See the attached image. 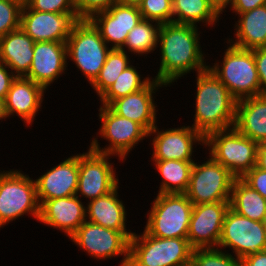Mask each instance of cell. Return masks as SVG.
Returning a JSON list of instances; mask_svg holds the SVG:
<instances>
[{
	"mask_svg": "<svg viewBox=\"0 0 266 266\" xmlns=\"http://www.w3.org/2000/svg\"><path fill=\"white\" fill-rule=\"evenodd\" d=\"M197 28L174 22L161 25L158 38L161 60L154 79L167 87L193 70L199 73L208 68Z\"/></svg>",
	"mask_w": 266,
	"mask_h": 266,
	"instance_id": "obj_1",
	"label": "cell"
},
{
	"mask_svg": "<svg viewBox=\"0 0 266 266\" xmlns=\"http://www.w3.org/2000/svg\"><path fill=\"white\" fill-rule=\"evenodd\" d=\"M196 76L195 119L191 127L204 138L211 132L233 128L237 100L209 68Z\"/></svg>",
	"mask_w": 266,
	"mask_h": 266,
	"instance_id": "obj_2",
	"label": "cell"
},
{
	"mask_svg": "<svg viewBox=\"0 0 266 266\" xmlns=\"http://www.w3.org/2000/svg\"><path fill=\"white\" fill-rule=\"evenodd\" d=\"M194 248L188 238H158L145 230L130 239L128 266H190Z\"/></svg>",
	"mask_w": 266,
	"mask_h": 266,
	"instance_id": "obj_3",
	"label": "cell"
},
{
	"mask_svg": "<svg viewBox=\"0 0 266 266\" xmlns=\"http://www.w3.org/2000/svg\"><path fill=\"white\" fill-rule=\"evenodd\" d=\"M224 52L223 61L208 65L212 73L238 101L260 95V80L256 69L254 49H242L232 44ZM221 64V65H219Z\"/></svg>",
	"mask_w": 266,
	"mask_h": 266,
	"instance_id": "obj_4",
	"label": "cell"
},
{
	"mask_svg": "<svg viewBox=\"0 0 266 266\" xmlns=\"http://www.w3.org/2000/svg\"><path fill=\"white\" fill-rule=\"evenodd\" d=\"M192 208L185 193H158L144 230L158 238H187Z\"/></svg>",
	"mask_w": 266,
	"mask_h": 266,
	"instance_id": "obj_5",
	"label": "cell"
},
{
	"mask_svg": "<svg viewBox=\"0 0 266 266\" xmlns=\"http://www.w3.org/2000/svg\"><path fill=\"white\" fill-rule=\"evenodd\" d=\"M66 47L67 58L75 63L89 84L99 75L111 50L89 19H80L73 24Z\"/></svg>",
	"mask_w": 266,
	"mask_h": 266,
	"instance_id": "obj_6",
	"label": "cell"
},
{
	"mask_svg": "<svg viewBox=\"0 0 266 266\" xmlns=\"http://www.w3.org/2000/svg\"><path fill=\"white\" fill-rule=\"evenodd\" d=\"M209 156L241 178L257 163L258 143L241 134L235 127L214 131L205 137Z\"/></svg>",
	"mask_w": 266,
	"mask_h": 266,
	"instance_id": "obj_7",
	"label": "cell"
},
{
	"mask_svg": "<svg viewBox=\"0 0 266 266\" xmlns=\"http://www.w3.org/2000/svg\"><path fill=\"white\" fill-rule=\"evenodd\" d=\"M30 214L40 215L35 180L19 170L0 172V228Z\"/></svg>",
	"mask_w": 266,
	"mask_h": 266,
	"instance_id": "obj_8",
	"label": "cell"
},
{
	"mask_svg": "<svg viewBox=\"0 0 266 266\" xmlns=\"http://www.w3.org/2000/svg\"><path fill=\"white\" fill-rule=\"evenodd\" d=\"M99 119L101 126L99 135L108 140L109 145L101 148L98 138L91 141L90 149L101 154L118 156L119 160H126L128 153L142 140L148 138V132L138 123L119 116L108 106H100Z\"/></svg>",
	"mask_w": 266,
	"mask_h": 266,
	"instance_id": "obj_9",
	"label": "cell"
},
{
	"mask_svg": "<svg viewBox=\"0 0 266 266\" xmlns=\"http://www.w3.org/2000/svg\"><path fill=\"white\" fill-rule=\"evenodd\" d=\"M207 161L194 162L186 195L193 205L230 201L236 178L211 156Z\"/></svg>",
	"mask_w": 266,
	"mask_h": 266,
	"instance_id": "obj_10",
	"label": "cell"
},
{
	"mask_svg": "<svg viewBox=\"0 0 266 266\" xmlns=\"http://www.w3.org/2000/svg\"><path fill=\"white\" fill-rule=\"evenodd\" d=\"M232 249L241 258L266 250L264 222L253 221L229 208L225 214L218 248Z\"/></svg>",
	"mask_w": 266,
	"mask_h": 266,
	"instance_id": "obj_11",
	"label": "cell"
},
{
	"mask_svg": "<svg viewBox=\"0 0 266 266\" xmlns=\"http://www.w3.org/2000/svg\"><path fill=\"white\" fill-rule=\"evenodd\" d=\"M70 240L96 260H107L122 255L119 265L129 264L130 240L120 231L85 221Z\"/></svg>",
	"mask_w": 266,
	"mask_h": 266,
	"instance_id": "obj_12",
	"label": "cell"
},
{
	"mask_svg": "<svg viewBox=\"0 0 266 266\" xmlns=\"http://www.w3.org/2000/svg\"><path fill=\"white\" fill-rule=\"evenodd\" d=\"M112 155L97 153L90 148L79 154L78 197L97 199L107 195L119 185L115 168L110 162Z\"/></svg>",
	"mask_w": 266,
	"mask_h": 266,
	"instance_id": "obj_13",
	"label": "cell"
},
{
	"mask_svg": "<svg viewBox=\"0 0 266 266\" xmlns=\"http://www.w3.org/2000/svg\"><path fill=\"white\" fill-rule=\"evenodd\" d=\"M77 20V13L40 12L26 5L21 11L20 28L34 42H66Z\"/></svg>",
	"mask_w": 266,
	"mask_h": 266,
	"instance_id": "obj_14",
	"label": "cell"
},
{
	"mask_svg": "<svg viewBox=\"0 0 266 266\" xmlns=\"http://www.w3.org/2000/svg\"><path fill=\"white\" fill-rule=\"evenodd\" d=\"M89 20L99 30L111 49H121L128 33L142 20L137 5L117 2L104 11L93 14Z\"/></svg>",
	"mask_w": 266,
	"mask_h": 266,
	"instance_id": "obj_15",
	"label": "cell"
},
{
	"mask_svg": "<svg viewBox=\"0 0 266 266\" xmlns=\"http://www.w3.org/2000/svg\"><path fill=\"white\" fill-rule=\"evenodd\" d=\"M230 201L193 205L187 238L195 248L218 247Z\"/></svg>",
	"mask_w": 266,
	"mask_h": 266,
	"instance_id": "obj_16",
	"label": "cell"
},
{
	"mask_svg": "<svg viewBox=\"0 0 266 266\" xmlns=\"http://www.w3.org/2000/svg\"><path fill=\"white\" fill-rule=\"evenodd\" d=\"M153 134V135H152ZM154 136L152 141L153 154L152 160H193V145L203 146L205 138L190 125L177 128H169L159 131L156 125L149 133L148 137ZM198 142V143H197Z\"/></svg>",
	"mask_w": 266,
	"mask_h": 266,
	"instance_id": "obj_17",
	"label": "cell"
},
{
	"mask_svg": "<svg viewBox=\"0 0 266 266\" xmlns=\"http://www.w3.org/2000/svg\"><path fill=\"white\" fill-rule=\"evenodd\" d=\"M162 86L166 85L153 77L143 89L114 100L108 107L117 115L140 124L149 133L157 122L153 94Z\"/></svg>",
	"mask_w": 266,
	"mask_h": 266,
	"instance_id": "obj_18",
	"label": "cell"
},
{
	"mask_svg": "<svg viewBox=\"0 0 266 266\" xmlns=\"http://www.w3.org/2000/svg\"><path fill=\"white\" fill-rule=\"evenodd\" d=\"M62 161L35 180L40 205L45 200L76 195L79 154L72 155Z\"/></svg>",
	"mask_w": 266,
	"mask_h": 266,
	"instance_id": "obj_19",
	"label": "cell"
},
{
	"mask_svg": "<svg viewBox=\"0 0 266 266\" xmlns=\"http://www.w3.org/2000/svg\"><path fill=\"white\" fill-rule=\"evenodd\" d=\"M67 60L66 42H35L32 65L25 77L47 89L65 73Z\"/></svg>",
	"mask_w": 266,
	"mask_h": 266,
	"instance_id": "obj_20",
	"label": "cell"
},
{
	"mask_svg": "<svg viewBox=\"0 0 266 266\" xmlns=\"http://www.w3.org/2000/svg\"><path fill=\"white\" fill-rule=\"evenodd\" d=\"M38 220L59 229L70 238L87 220L86 206L77 195L45 200L40 205Z\"/></svg>",
	"mask_w": 266,
	"mask_h": 266,
	"instance_id": "obj_21",
	"label": "cell"
},
{
	"mask_svg": "<svg viewBox=\"0 0 266 266\" xmlns=\"http://www.w3.org/2000/svg\"><path fill=\"white\" fill-rule=\"evenodd\" d=\"M46 89L26 77H16L5 98L8 118L17 115L26 125H31L42 107ZM15 113V114H14Z\"/></svg>",
	"mask_w": 266,
	"mask_h": 266,
	"instance_id": "obj_22",
	"label": "cell"
},
{
	"mask_svg": "<svg viewBox=\"0 0 266 266\" xmlns=\"http://www.w3.org/2000/svg\"><path fill=\"white\" fill-rule=\"evenodd\" d=\"M118 189L119 186L107 195L90 200L86 206V221L120 231L130 240L134 232L126 229L127 211L118 197Z\"/></svg>",
	"mask_w": 266,
	"mask_h": 266,
	"instance_id": "obj_23",
	"label": "cell"
},
{
	"mask_svg": "<svg viewBox=\"0 0 266 266\" xmlns=\"http://www.w3.org/2000/svg\"><path fill=\"white\" fill-rule=\"evenodd\" d=\"M34 43L21 28L9 32L0 38V61L16 77H25L32 65Z\"/></svg>",
	"mask_w": 266,
	"mask_h": 266,
	"instance_id": "obj_24",
	"label": "cell"
},
{
	"mask_svg": "<svg viewBox=\"0 0 266 266\" xmlns=\"http://www.w3.org/2000/svg\"><path fill=\"white\" fill-rule=\"evenodd\" d=\"M234 127L254 142L266 141V95L238 100Z\"/></svg>",
	"mask_w": 266,
	"mask_h": 266,
	"instance_id": "obj_25",
	"label": "cell"
},
{
	"mask_svg": "<svg viewBox=\"0 0 266 266\" xmlns=\"http://www.w3.org/2000/svg\"><path fill=\"white\" fill-rule=\"evenodd\" d=\"M238 16L234 25L236 39L229 38L228 43L249 50L266 47V5Z\"/></svg>",
	"mask_w": 266,
	"mask_h": 266,
	"instance_id": "obj_26",
	"label": "cell"
},
{
	"mask_svg": "<svg viewBox=\"0 0 266 266\" xmlns=\"http://www.w3.org/2000/svg\"><path fill=\"white\" fill-rule=\"evenodd\" d=\"M230 208L253 221L266 220V199L241 178L233 181Z\"/></svg>",
	"mask_w": 266,
	"mask_h": 266,
	"instance_id": "obj_27",
	"label": "cell"
},
{
	"mask_svg": "<svg viewBox=\"0 0 266 266\" xmlns=\"http://www.w3.org/2000/svg\"><path fill=\"white\" fill-rule=\"evenodd\" d=\"M162 176L158 193H186L195 161L151 160Z\"/></svg>",
	"mask_w": 266,
	"mask_h": 266,
	"instance_id": "obj_28",
	"label": "cell"
},
{
	"mask_svg": "<svg viewBox=\"0 0 266 266\" xmlns=\"http://www.w3.org/2000/svg\"><path fill=\"white\" fill-rule=\"evenodd\" d=\"M172 4L174 23L197 26L202 22L211 27L219 22L220 14L208 0H172Z\"/></svg>",
	"mask_w": 266,
	"mask_h": 266,
	"instance_id": "obj_29",
	"label": "cell"
},
{
	"mask_svg": "<svg viewBox=\"0 0 266 266\" xmlns=\"http://www.w3.org/2000/svg\"><path fill=\"white\" fill-rule=\"evenodd\" d=\"M155 22V23H154ZM154 24V25H153ZM162 24L153 20L142 19L128 33L127 40L121 50L146 55L158 48L159 31Z\"/></svg>",
	"mask_w": 266,
	"mask_h": 266,
	"instance_id": "obj_30",
	"label": "cell"
},
{
	"mask_svg": "<svg viewBox=\"0 0 266 266\" xmlns=\"http://www.w3.org/2000/svg\"><path fill=\"white\" fill-rule=\"evenodd\" d=\"M152 79L148 75L142 80L138 70L130 65L120 73L117 80L100 97V103L102 106H109L114 100L143 89Z\"/></svg>",
	"mask_w": 266,
	"mask_h": 266,
	"instance_id": "obj_31",
	"label": "cell"
},
{
	"mask_svg": "<svg viewBox=\"0 0 266 266\" xmlns=\"http://www.w3.org/2000/svg\"><path fill=\"white\" fill-rule=\"evenodd\" d=\"M127 50L111 49L107 54L104 66L99 75L90 84L100 98L117 80V77L131 65Z\"/></svg>",
	"mask_w": 266,
	"mask_h": 266,
	"instance_id": "obj_32",
	"label": "cell"
},
{
	"mask_svg": "<svg viewBox=\"0 0 266 266\" xmlns=\"http://www.w3.org/2000/svg\"><path fill=\"white\" fill-rule=\"evenodd\" d=\"M190 266H241V261L218 247L195 248Z\"/></svg>",
	"mask_w": 266,
	"mask_h": 266,
	"instance_id": "obj_33",
	"label": "cell"
},
{
	"mask_svg": "<svg viewBox=\"0 0 266 266\" xmlns=\"http://www.w3.org/2000/svg\"><path fill=\"white\" fill-rule=\"evenodd\" d=\"M137 6L142 19L153 20L160 24L173 22L172 0H142Z\"/></svg>",
	"mask_w": 266,
	"mask_h": 266,
	"instance_id": "obj_34",
	"label": "cell"
},
{
	"mask_svg": "<svg viewBox=\"0 0 266 266\" xmlns=\"http://www.w3.org/2000/svg\"><path fill=\"white\" fill-rule=\"evenodd\" d=\"M21 11L20 5L0 0V38L20 28Z\"/></svg>",
	"mask_w": 266,
	"mask_h": 266,
	"instance_id": "obj_35",
	"label": "cell"
},
{
	"mask_svg": "<svg viewBox=\"0 0 266 266\" xmlns=\"http://www.w3.org/2000/svg\"><path fill=\"white\" fill-rule=\"evenodd\" d=\"M32 10L52 13H77L73 0H28Z\"/></svg>",
	"mask_w": 266,
	"mask_h": 266,
	"instance_id": "obj_36",
	"label": "cell"
},
{
	"mask_svg": "<svg viewBox=\"0 0 266 266\" xmlns=\"http://www.w3.org/2000/svg\"><path fill=\"white\" fill-rule=\"evenodd\" d=\"M80 19H89L93 14L107 10L119 0H73Z\"/></svg>",
	"mask_w": 266,
	"mask_h": 266,
	"instance_id": "obj_37",
	"label": "cell"
},
{
	"mask_svg": "<svg viewBox=\"0 0 266 266\" xmlns=\"http://www.w3.org/2000/svg\"><path fill=\"white\" fill-rule=\"evenodd\" d=\"M241 179L266 199V170L260 169L255 165Z\"/></svg>",
	"mask_w": 266,
	"mask_h": 266,
	"instance_id": "obj_38",
	"label": "cell"
},
{
	"mask_svg": "<svg viewBox=\"0 0 266 266\" xmlns=\"http://www.w3.org/2000/svg\"><path fill=\"white\" fill-rule=\"evenodd\" d=\"M254 58L260 80V95H266V47L254 49Z\"/></svg>",
	"mask_w": 266,
	"mask_h": 266,
	"instance_id": "obj_39",
	"label": "cell"
},
{
	"mask_svg": "<svg viewBox=\"0 0 266 266\" xmlns=\"http://www.w3.org/2000/svg\"><path fill=\"white\" fill-rule=\"evenodd\" d=\"M15 78L16 76L11 69L0 61V99L5 100L11 83Z\"/></svg>",
	"mask_w": 266,
	"mask_h": 266,
	"instance_id": "obj_40",
	"label": "cell"
},
{
	"mask_svg": "<svg viewBox=\"0 0 266 266\" xmlns=\"http://www.w3.org/2000/svg\"><path fill=\"white\" fill-rule=\"evenodd\" d=\"M263 5H266V0H233L230 9L233 11L232 13L238 15Z\"/></svg>",
	"mask_w": 266,
	"mask_h": 266,
	"instance_id": "obj_41",
	"label": "cell"
},
{
	"mask_svg": "<svg viewBox=\"0 0 266 266\" xmlns=\"http://www.w3.org/2000/svg\"><path fill=\"white\" fill-rule=\"evenodd\" d=\"M240 261L241 266H266V250L247 257H241Z\"/></svg>",
	"mask_w": 266,
	"mask_h": 266,
	"instance_id": "obj_42",
	"label": "cell"
},
{
	"mask_svg": "<svg viewBox=\"0 0 266 266\" xmlns=\"http://www.w3.org/2000/svg\"><path fill=\"white\" fill-rule=\"evenodd\" d=\"M256 166L266 170V141L258 143Z\"/></svg>",
	"mask_w": 266,
	"mask_h": 266,
	"instance_id": "obj_43",
	"label": "cell"
},
{
	"mask_svg": "<svg viewBox=\"0 0 266 266\" xmlns=\"http://www.w3.org/2000/svg\"><path fill=\"white\" fill-rule=\"evenodd\" d=\"M219 14H223L224 9L231 6L233 0H208ZM229 5V6H228Z\"/></svg>",
	"mask_w": 266,
	"mask_h": 266,
	"instance_id": "obj_44",
	"label": "cell"
},
{
	"mask_svg": "<svg viewBox=\"0 0 266 266\" xmlns=\"http://www.w3.org/2000/svg\"><path fill=\"white\" fill-rule=\"evenodd\" d=\"M8 116L5 110V100L0 99V120L6 119Z\"/></svg>",
	"mask_w": 266,
	"mask_h": 266,
	"instance_id": "obj_45",
	"label": "cell"
},
{
	"mask_svg": "<svg viewBox=\"0 0 266 266\" xmlns=\"http://www.w3.org/2000/svg\"><path fill=\"white\" fill-rule=\"evenodd\" d=\"M20 5L22 8L28 4V0H6Z\"/></svg>",
	"mask_w": 266,
	"mask_h": 266,
	"instance_id": "obj_46",
	"label": "cell"
},
{
	"mask_svg": "<svg viewBox=\"0 0 266 266\" xmlns=\"http://www.w3.org/2000/svg\"><path fill=\"white\" fill-rule=\"evenodd\" d=\"M142 0H119L121 3L138 5Z\"/></svg>",
	"mask_w": 266,
	"mask_h": 266,
	"instance_id": "obj_47",
	"label": "cell"
},
{
	"mask_svg": "<svg viewBox=\"0 0 266 266\" xmlns=\"http://www.w3.org/2000/svg\"><path fill=\"white\" fill-rule=\"evenodd\" d=\"M264 226H265V236H266V220L264 221Z\"/></svg>",
	"mask_w": 266,
	"mask_h": 266,
	"instance_id": "obj_48",
	"label": "cell"
}]
</instances>
